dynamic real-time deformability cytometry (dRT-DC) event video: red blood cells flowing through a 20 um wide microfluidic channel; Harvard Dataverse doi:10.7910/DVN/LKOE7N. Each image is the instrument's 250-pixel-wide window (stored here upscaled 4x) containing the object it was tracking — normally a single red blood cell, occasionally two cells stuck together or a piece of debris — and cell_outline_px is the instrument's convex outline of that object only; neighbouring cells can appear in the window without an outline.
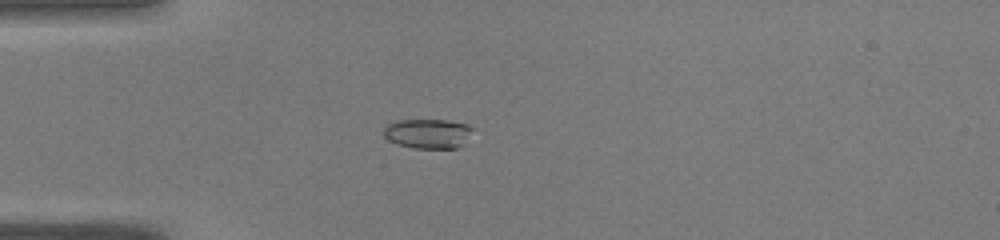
{"species": "common noctule bat (a hibernating species)", "species_latin": "Nyctalus noctula", "temperature_condition": "warm", "stored_images_in_passage": 41, "camera_frame_rate_fps": 3000, "um_per_image_px": 0.085, "animal": {"sex": "male", "body_mass_g": 19.0, "forearm_length_mm": 50.8}, "frame": {"image": 1, "passage_image": 5, "time_ms": 1.333, "image_size_px": [1000, 240], "cell_outline_px": [[472, 128], [464, 144], [456, 148], [412, 148], [396, 144], [388, 140], [384, 136], [384, 128], [388, 124], [396, 120], [448, 120], [468, 124]], "centroid_in_image_um": [36.34, 11.35], "position_along_channel_um": 48.7, "area_um2": 15.37}}
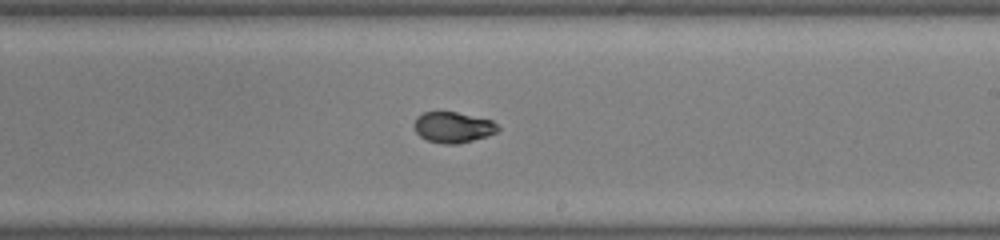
{"frame": {"image": 2, "passage_image": 21, "time_ms": 6.667, "image_size_px": [1000, 240], "cell_outline_px": [[500, 128], [496, 132], [488, 136], [456, 144], [444, 144], [428, 140], [420, 136], [412, 128], [412, 124], [416, 116], [424, 112], [456, 112], [492, 120]], "centroid_in_image_um": [38.47, 10.81], "position_along_channel_um": 250.5, "area_um2": 15.09}}
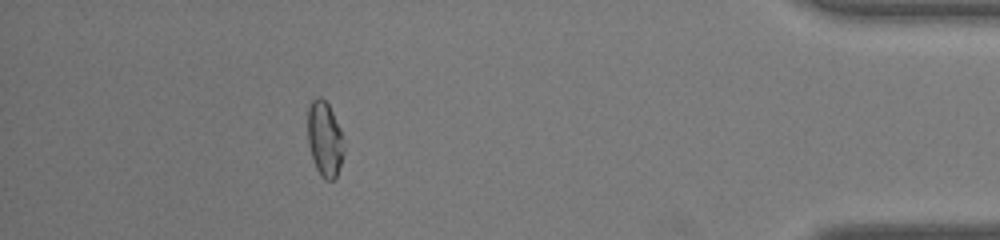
{"frame": {"image": 3, "passage_image": 36, "time_ms": 11.667, "image_size_px": [1000, 240], "cell_outline_px": [[344, 152], [336, 176], [332, 180], [324, 180], [320, 176], [312, 160], [308, 144], [308, 108], [312, 100], [316, 96], [320, 96], [328, 104], [340, 128], [344, 148]], "centroid_in_image_um": [27.58, 11.82], "position_along_channel_um": 407.6, "area_um2": 15.84}, "authors_computed_cell_mechanics": {"area_um2": 15.606, "velocity_mm_per_s": 4.0869, "shape_relaxation_time_tau1_ms": null, "shape_relaxation_time_tau2_ms": 1.1479, "deformation_change_tau1": null, "deformation_change_tau2": 0.0419}}